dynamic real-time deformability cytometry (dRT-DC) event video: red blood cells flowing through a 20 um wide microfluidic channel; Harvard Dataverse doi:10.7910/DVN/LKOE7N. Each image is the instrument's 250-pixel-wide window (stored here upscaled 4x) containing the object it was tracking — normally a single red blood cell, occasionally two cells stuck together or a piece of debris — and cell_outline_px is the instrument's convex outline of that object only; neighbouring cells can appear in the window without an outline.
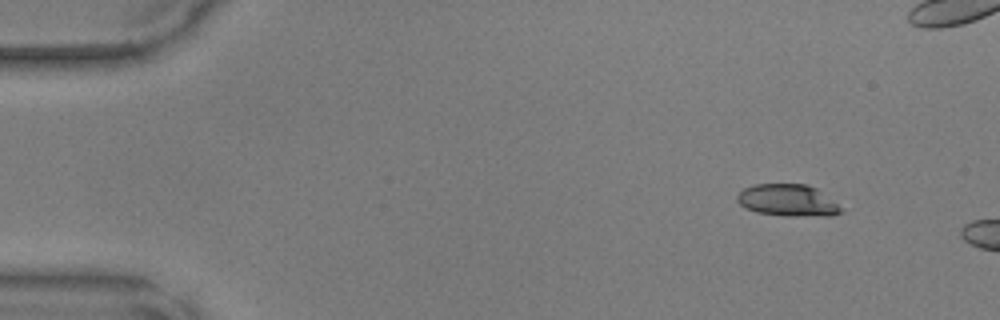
{"species": "common noctule bat (a hibernating species)", "species_latin": "Nyctalus noctula", "temperature_condition": "warm", "stored_images_in_passage": 6, "camera_frame_rate_fps": 3000, "um_per_image_px": 0.085, "animal": {"sex": "male", "body_mass_g": 17.9, "forearm_length_mm": 54.2}, "frame": {"image": 1, "passage_image": 2, "time_ms": 0.333, "image_size_px": [1000, 320], "cell_outline_px": [[844, 208], [840, 212], [832, 216], [784, 216], [756, 212], [744, 208], [736, 200], [736, 196], [744, 188], [756, 184], [808, 184], [816, 188]], "centroid_in_image_um": [66.96, 17.04], "position_along_channel_um": 18.0, "area_um2": 19.48}}